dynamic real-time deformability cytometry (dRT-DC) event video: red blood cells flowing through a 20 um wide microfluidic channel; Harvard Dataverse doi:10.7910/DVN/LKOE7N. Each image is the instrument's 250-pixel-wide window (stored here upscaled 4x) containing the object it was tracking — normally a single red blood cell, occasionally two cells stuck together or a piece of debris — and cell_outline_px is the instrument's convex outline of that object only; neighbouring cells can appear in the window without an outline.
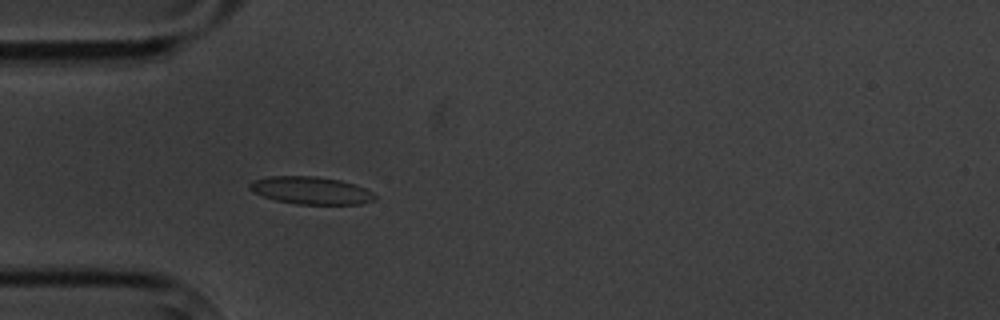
{"species": "common noctule bat (a hibernating species)", "species_latin": "Nyctalus noctula", "temperature_condition": "cold", "stored_images_in_passage": 3, "camera_frame_rate_fps": 3000, "um_per_image_px": 0.085, "animal": {"sex": "male", "body_mass_g": 20.1, "forearm_length_mm": 53.5}, "frame": {"image": 1, "passage_image": 3, "time_ms": 2.333, "image_size_px": [1000, 320], "cell_outline_px": [[376, 200], [360, 204], [296, 204], [276, 200], [252, 192], [248, 188], [248, 184], [252, 180], [268, 176], [316, 176], [340, 180], [364, 188], [372, 192], [376, 196]], "centroid_in_image_um": [26.39, 16.18], "position_along_channel_um": 58.6, "area_um2": 20.11}}